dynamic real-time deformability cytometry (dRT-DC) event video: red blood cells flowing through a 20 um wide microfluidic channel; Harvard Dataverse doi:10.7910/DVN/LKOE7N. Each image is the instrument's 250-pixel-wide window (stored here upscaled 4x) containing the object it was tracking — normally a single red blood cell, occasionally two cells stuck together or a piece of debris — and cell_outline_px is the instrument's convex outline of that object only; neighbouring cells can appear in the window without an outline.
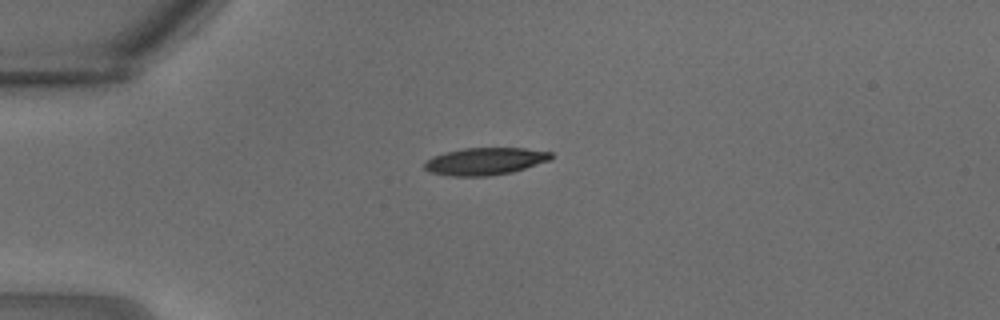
{"species": "common noctule bat (a hibernating species)", "species_latin": "Nyctalus noctula", "temperature_condition": "warm", "stored_images_in_passage": 16, "camera_frame_rate_fps": 3000, "um_per_image_px": 0.085, "animal": {"sex": "male", "body_mass_g": 18.8}, "frame": {"image": 1, "passage_image": 1, "time_ms": 0.0, "image_size_px": [1000, 320], "cell_outline_px": [[552, 156], [548, 160], [512, 172], [488, 176], [452, 176], [432, 172], [424, 168], [424, 160], [432, 156], [444, 152], [464, 148], [524, 148], [552, 152]], "centroid_in_image_um": [41.18, 13.7], "position_along_channel_um": 43.8, "area_um2": 20.0}}
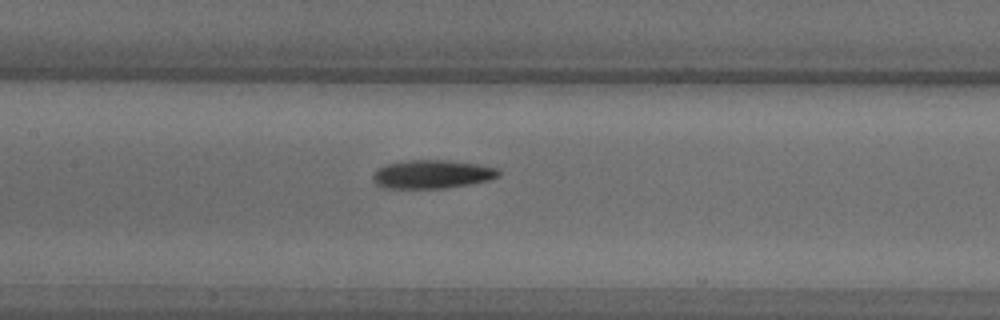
{"frame": {"image": 2, "passage_image": 8, "time_ms": 2.333, "image_size_px": [1000, 320], "cell_outline_px": [[500, 176], [488, 180], [468, 184], [444, 188], [380, 188], [372, 180], [372, 176], [384, 164], [408, 160], [444, 160], [476, 164], [496, 168], [500, 172]], "centroid_in_image_um": [36.69, 14.81], "position_along_channel_um": 170.7, "area_um2": 20.75}}
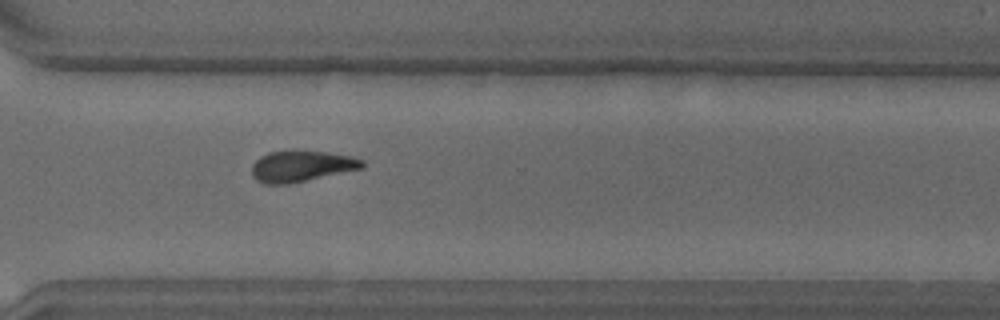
{"frame": {"image": 3, "passage_image": 16, "time_ms": 5.0, "image_size_px": [1000, 320], "cell_outline_px": [[364, 168], [288, 184], [264, 184], [256, 180], [252, 176], [252, 164], [260, 156], [268, 152], [328, 152], [352, 156], [364, 160]], "centroid_in_image_um": [25.63, 14.14], "position_along_channel_um": 345.0, "area_um2": 19.77}}